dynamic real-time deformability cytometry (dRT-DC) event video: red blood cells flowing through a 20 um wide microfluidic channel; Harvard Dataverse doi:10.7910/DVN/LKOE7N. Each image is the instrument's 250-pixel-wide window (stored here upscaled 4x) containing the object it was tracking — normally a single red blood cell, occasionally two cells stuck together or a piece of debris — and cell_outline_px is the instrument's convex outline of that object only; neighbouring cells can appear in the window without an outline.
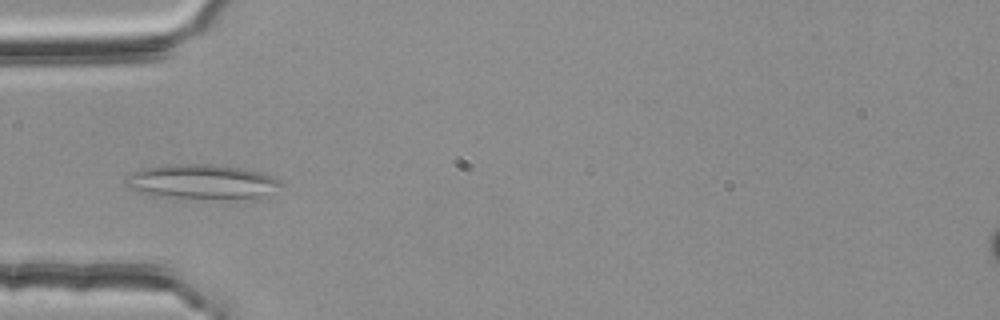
{"species": "common noctule bat (a hibernating species)", "species_latin": "Nyctalus noctula", "temperature_condition": "room temperature", "stored_images_in_passage": 4, "camera_frame_rate_fps": 3000, "um_per_image_px": 0.085, "animal": {"sex": "female", "body_mass_g": 25.1}, "frame": {"image": 1, "passage_image": 4, "time_ms": 1.0, "image_size_px": [1000, 320], "cell_outline_px": [[280, 184], [256, 200], [168, 196], [144, 192], [128, 188], [124, 180], [132, 172], [144, 168], [168, 164], [212, 164], [240, 168], [260, 172], [272, 176], [280, 180]], "centroid_in_image_um": [17.18, 15.44], "position_along_channel_um": 67.8, "area_um2": 30.75}}